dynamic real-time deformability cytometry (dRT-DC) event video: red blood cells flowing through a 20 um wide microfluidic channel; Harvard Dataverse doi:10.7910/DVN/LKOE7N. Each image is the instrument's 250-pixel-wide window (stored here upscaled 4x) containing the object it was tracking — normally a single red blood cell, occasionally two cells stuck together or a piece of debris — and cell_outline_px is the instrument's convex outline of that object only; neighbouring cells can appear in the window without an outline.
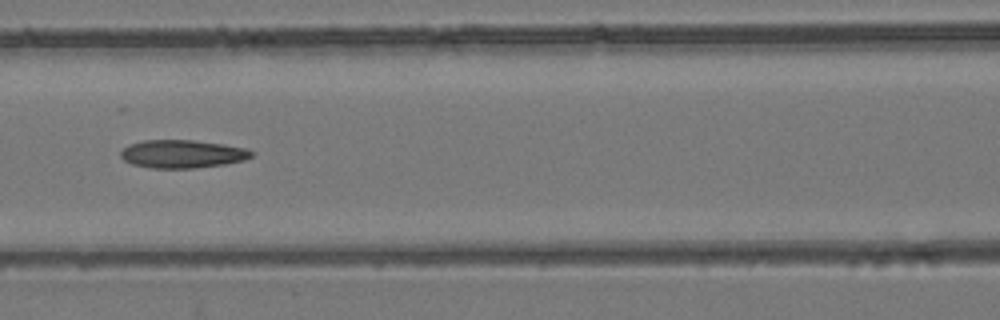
{"species": "common noctule bat (a hibernating species)", "species_latin": "Nyctalus noctula", "temperature_condition": "room temperature", "stored_images_in_passage": 4, "camera_frame_rate_fps": 3000, "um_per_image_px": 0.085, "animal": {"sex": "female", "body_mass_g": 24.6, "forearm_length_mm": 56.2}, "frame": {"image": 1, "passage_image": 4, "time_ms": 1.0, "image_size_px": [1000, 320], "cell_outline_px": [[256, 152], [252, 156], [244, 160], [224, 164], [196, 168], [152, 168], [132, 164], [124, 160], [120, 156], [120, 152], [128, 144], [144, 140], [192, 140], [224, 144], [248, 148]], "centroid_in_image_um": [15.52, 13.08], "position_along_channel_um": 151.1, "area_um2": 21.56}}